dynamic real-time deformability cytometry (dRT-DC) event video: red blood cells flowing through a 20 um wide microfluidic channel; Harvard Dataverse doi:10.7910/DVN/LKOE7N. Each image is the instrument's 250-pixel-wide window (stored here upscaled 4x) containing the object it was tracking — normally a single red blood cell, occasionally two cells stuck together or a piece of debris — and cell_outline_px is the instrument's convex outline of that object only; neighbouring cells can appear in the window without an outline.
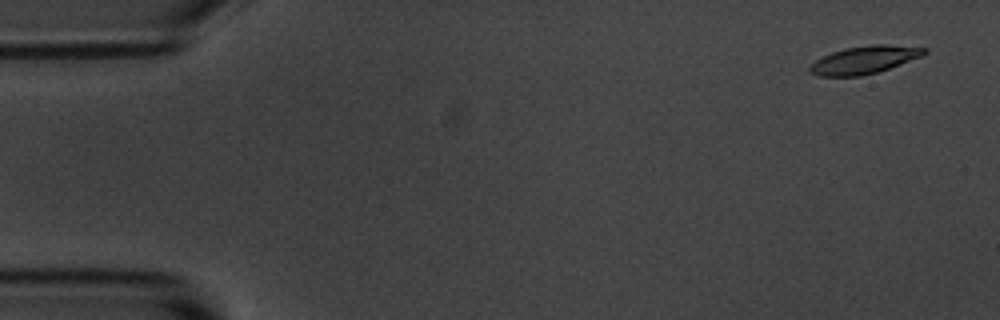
{"species": "common noctule bat (a hibernating species)", "species_latin": "Nyctalus noctula", "temperature_condition": "room temperature", "stored_images_in_passage": 5, "camera_frame_rate_fps": 3000, "um_per_image_px": 0.085, "animal": {"sex": "male", "body_mass_g": 20.1, "forearm_length_mm": 53.5}, "frame": {"image": 1, "passage_image": 1, "time_ms": 0.0, "image_size_px": [1000, 320], "cell_outline_px": [[928, 52], [920, 56], [900, 64], [876, 72], [860, 76], [820, 76], [808, 72], [808, 68], [816, 60], [832, 52], [844, 48], [872, 44], [884, 44], [928, 48]], "centroid_in_image_um": [73.45, 5.08], "position_along_channel_um": 11.6, "area_um2": 18.26}}
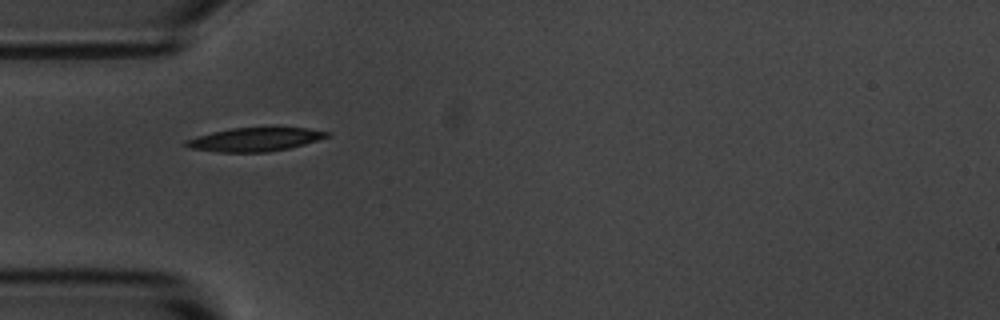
{"frame": {"image": 2, "passage_image": 5, "time_ms": 4.667, "image_size_px": [1000, 320], "cell_outline_px": [[332, 136], [304, 144], [288, 148], [268, 152], [216, 152], [188, 148], [184, 144], [184, 140], [196, 136], [212, 132], [232, 128], [308, 128], [332, 132]], "centroid_in_image_um": [21.67, 11.86], "position_along_channel_um": 63.3, "area_um2": 19.48}}